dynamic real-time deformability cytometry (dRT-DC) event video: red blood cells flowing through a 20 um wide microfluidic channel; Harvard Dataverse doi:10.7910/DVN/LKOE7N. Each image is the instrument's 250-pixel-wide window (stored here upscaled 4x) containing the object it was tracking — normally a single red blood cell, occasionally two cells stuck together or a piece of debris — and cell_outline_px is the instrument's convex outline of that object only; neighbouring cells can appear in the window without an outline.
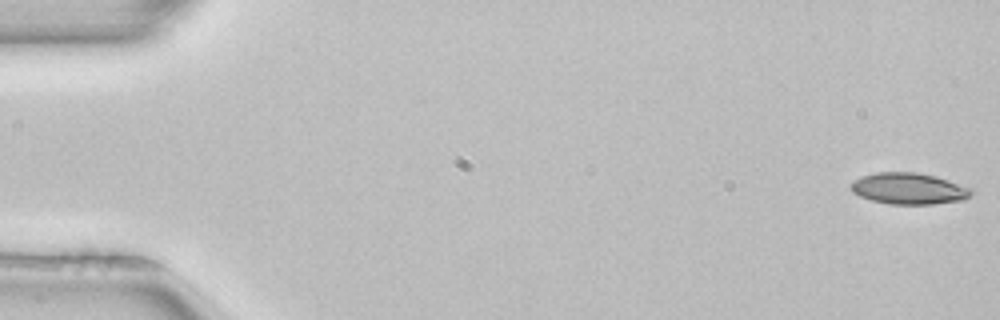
{"species": "common noctule bat (a hibernating species)", "species_latin": "Nyctalus noctula", "temperature_condition": "room temperature", "stored_images_in_passage": 52, "camera_frame_rate_fps": 3000, "um_per_image_px": 0.085, "animal": {"sex": "female", "body_mass_g": 22.7, "forearm_length_mm": 54.2}, "frame": {"image": 1, "passage_image": 1, "time_ms": 0.0, "image_size_px": [1000, 320], "cell_outline_px": [[972, 192], [964, 200], [932, 204], [888, 204], [872, 200], [860, 196], [852, 192], [848, 188], [848, 184], [852, 180], [860, 176], [876, 172], [916, 172], [936, 176], [972, 188]], "centroid_in_image_um": [77.18, 16.02], "position_along_channel_um": 7.8, "area_um2": 22.25}}
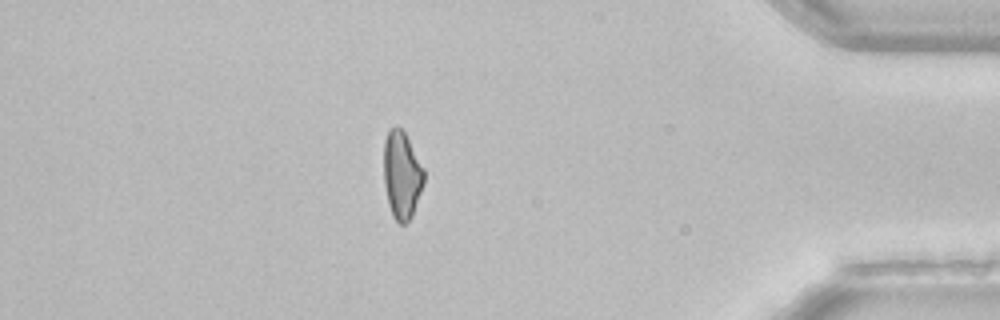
{"frame": {"image": 2, "passage_image": 45, "time_ms": 14.667, "image_size_px": [1000, 320], "cell_outline_px": [[424, 184], [412, 216], [404, 224], [400, 224], [392, 216], [388, 204], [384, 184], [384, 140], [388, 128], [396, 124], [404, 132], [424, 168]], "centroid_in_image_um": [34.14, 14.86], "position_along_channel_um": 401.1, "area_um2": 20.69}}
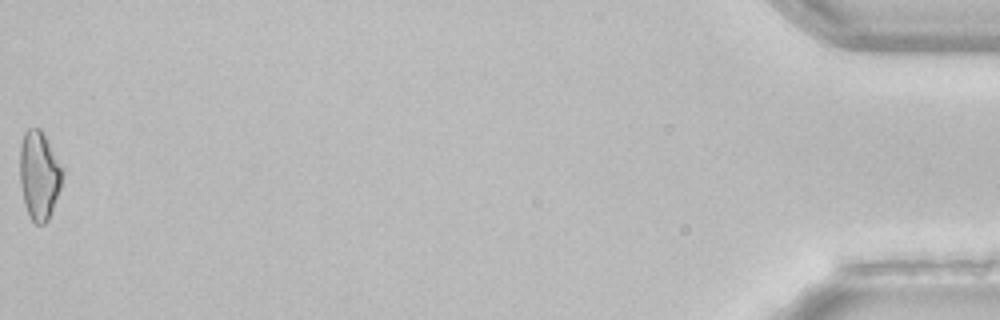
{"frame": {"image": 3, "passage_image": 52, "time_ms": 17.0, "image_size_px": [1000, 320], "cell_outline_px": [[64, 168], [60, 188], [48, 220], [44, 224], [36, 224], [32, 220], [24, 204], [20, 184], [20, 144], [24, 132], [28, 128], [40, 128], [44, 132]], "centroid_in_image_um": [3.33, 14.85], "position_along_channel_um": 431.9, "area_um2": 22.2}, "authors_computed_cell_mechanics": {"area_um2": 22.0507, "velocity_mm_per_s": 3.9848, "shape_relaxation_time_tau1_ms": null, "shape_relaxation_time_tau2_ms": 10.2696, "deformation_change_tau1": null, "deformation_change_tau2": 0.2246}}